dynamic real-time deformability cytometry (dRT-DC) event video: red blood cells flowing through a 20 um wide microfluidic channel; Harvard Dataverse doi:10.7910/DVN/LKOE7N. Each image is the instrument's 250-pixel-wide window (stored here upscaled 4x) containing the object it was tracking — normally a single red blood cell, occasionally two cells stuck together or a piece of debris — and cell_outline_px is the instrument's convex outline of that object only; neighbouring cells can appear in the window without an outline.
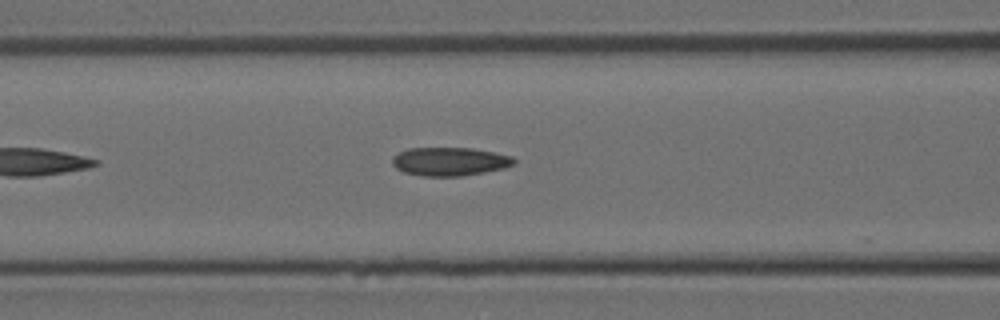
{"species": "Egyptian fruit bat (a non-hibernating species)", "species_latin": "Rousettus aegyptiacus", "temperature_condition": "room temperature", "stored_images_in_passage": 15, "camera_frame_rate_fps": 3000, "um_per_image_px": 0.085, "animal": {"sex": "female"}, "frame": {"image": 1, "passage_image": 4, "time_ms": 1.0, "image_size_px": [1000, 320], "cell_outline_px": [[516, 164], [504, 168], [484, 172], [460, 176], [424, 176], [404, 172], [396, 168], [392, 164], [392, 156], [408, 148], [472, 148], [512, 156], [516, 160]], "centroid_in_image_um": [38.23, 13.73], "position_along_channel_um": 128.4, "area_um2": 20.17}}
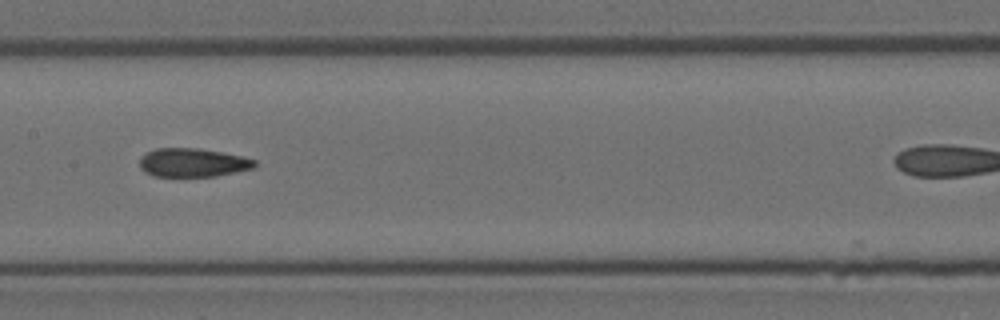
{"frame": {"image": 2, "passage_image": 8, "time_ms": 2.333, "image_size_px": [1000, 320], "cell_outline_px": [[256, 168], [216, 176], [152, 176], [144, 172], [140, 168], [140, 156], [144, 152], [156, 148], [200, 148], [240, 156], [256, 160]], "centroid_in_image_um": [16.35, 13.82], "position_along_channel_um": 191.0, "area_um2": 19.36}}
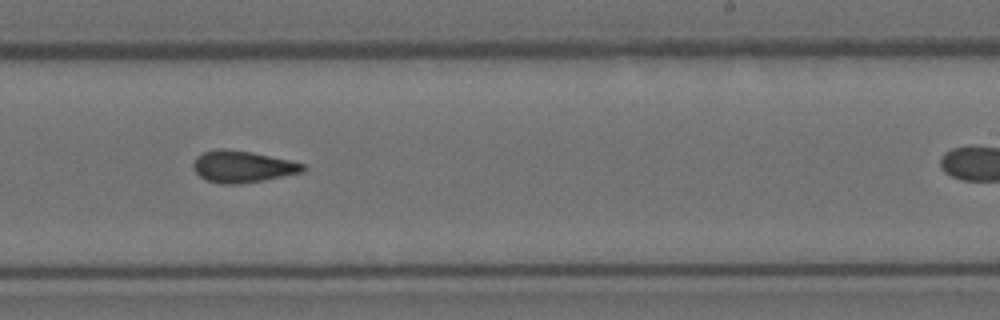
{"frame": {"image": 3, "passage_image": 13, "time_ms": 4.0, "image_size_px": [1000, 320], "cell_outline_px": [[304, 172], [264, 180], [240, 184], [220, 184], [208, 180], [200, 176], [192, 168], [192, 164], [196, 156], [204, 152], [220, 148], [224, 148], [252, 152], [288, 160], [304, 164]], "centroid_in_image_um": [20.58, 14.16], "position_along_channel_um": 268.4, "area_um2": 20.23}}